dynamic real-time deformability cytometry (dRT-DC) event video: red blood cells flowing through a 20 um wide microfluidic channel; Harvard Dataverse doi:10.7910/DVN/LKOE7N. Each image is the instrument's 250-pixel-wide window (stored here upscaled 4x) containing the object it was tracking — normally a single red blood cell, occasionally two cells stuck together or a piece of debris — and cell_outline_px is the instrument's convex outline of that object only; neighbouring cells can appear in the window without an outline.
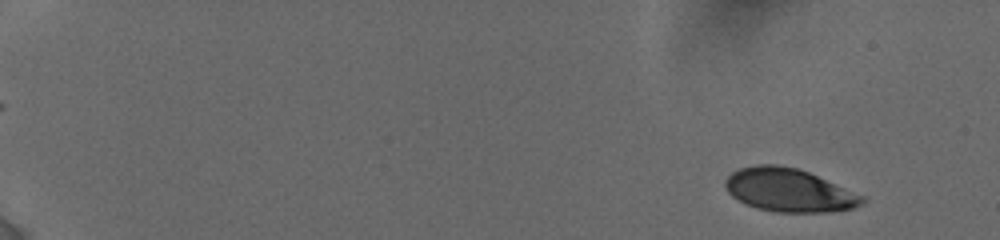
{"species": "human", "species_latin": "Homo sapiens", "temperature_condition": "cold", "stored_images_in_passage": 14, "camera_frame_rate_fps": 3000, "um_per_image_px": 0.085, "donor": {"sex": "female"}, "frame": {"image": 1, "passage_image": 2, "time_ms": 0.667, "image_size_px": [1000, 240], "cell_outline_px": [[868, 200], [864, 204], [856, 208], [828, 212], [772, 212], [756, 208], [744, 204], [732, 196], [728, 192], [724, 184], [724, 180], [732, 172], [740, 168], [756, 164], [776, 164], [796, 168], [808, 172], [864, 196]], "centroid_in_image_um": [67.06, 16.18], "position_along_channel_um": 17.9, "area_um2": 34.74}}
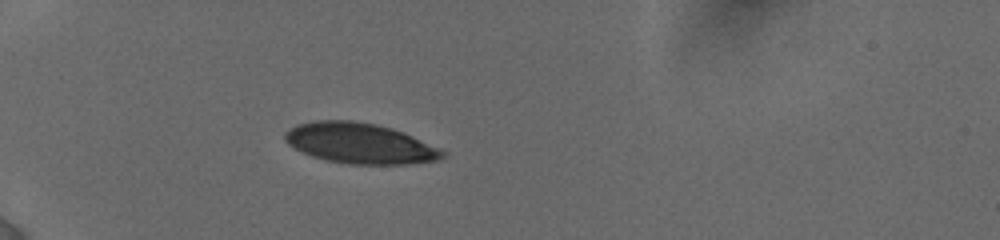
{"frame": {"image": 2, "passage_image": 12, "time_ms": 5.333, "image_size_px": [1000, 240], "cell_outline_px": [[448, 156], [440, 160], [408, 164], [348, 164], [324, 160], [300, 152], [288, 144], [284, 140], [284, 132], [296, 124], [312, 120], [352, 120], [376, 124], [392, 128], [404, 132], [440, 148], [448, 152]], "centroid_in_image_um": [30.6, 12.18], "position_along_channel_um": 54.4, "area_um2": 37.8}}
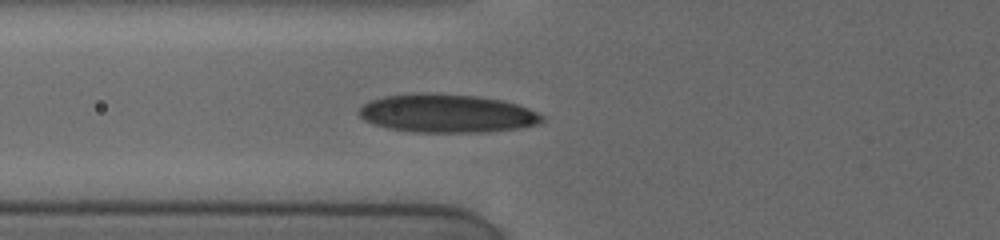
{"frame": {"image": 3, "passage_image": 14, "time_ms": 7.0, "image_size_px": [1000, 240], "cell_outline_px": [[544, 120], [540, 124], [520, 128], [488, 132], [412, 132], [388, 128], [372, 124], [364, 120], [356, 112], [364, 104], [372, 100], [384, 96], [420, 92], [424, 92], [480, 96], [500, 100], [516, 104], [528, 108], [544, 116]], "centroid_in_image_um": [37.98, 9.64], "position_along_channel_um": 87.8, "area_um2": 41.27}}